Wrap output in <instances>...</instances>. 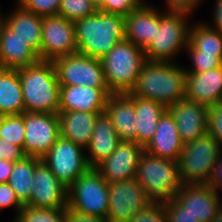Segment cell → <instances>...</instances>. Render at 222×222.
Masks as SVG:
<instances>
[{
    "mask_svg": "<svg viewBox=\"0 0 222 222\" xmlns=\"http://www.w3.org/2000/svg\"><path fill=\"white\" fill-rule=\"evenodd\" d=\"M65 222H109L107 217H95L67 206L65 209Z\"/></svg>",
    "mask_w": 222,
    "mask_h": 222,
    "instance_id": "43",
    "label": "cell"
},
{
    "mask_svg": "<svg viewBox=\"0 0 222 222\" xmlns=\"http://www.w3.org/2000/svg\"><path fill=\"white\" fill-rule=\"evenodd\" d=\"M109 183L94 169L81 175L67 190V206L95 217H107Z\"/></svg>",
    "mask_w": 222,
    "mask_h": 222,
    "instance_id": "8",
    "label": "cell"
},
{
    "mask_svg": "<svg viewBox=\"0 0 222 222\" xmlns=\"http://www.w3.org/2000/svg\"><path fill=\"white\" fill-rule=\"evenodd\" d=\"M140 4L138 0H105L98 10L106 13L119 14L125 17Z\"/></svg>",
    "mask_w": 222,
    "mask_h": 222,
    "instance_id": "37",
    "label": "cell"
},
{
    "mask_svg": "<svg viewBox=\"0 0 222 222\" xmlns=\"http://www.w3.org/2000/svg\"><path fill=\"white\" fill-rule=\"evenodd\" d=\"M40 61L38 53L0 21V68L20 69Z\"/></svg>",
    "mask_w": 222,
    "mask_h": 222,
    "instance_id": "20",
    "label": "cell"
},
{
    "mask_svg": "<svg viewBox=\"0 0 222 222\" xmlns=\"http://www.w3.org/2000/svg\"><path fill=\"white\" fill-rule=\"evenodd\" d=\"M208 133L217 140L222 149V102L208 108Z\"/></svg>",
    "mask_w": 222,
    "mask_h": 222,
    "instance_id": "38",
    "label": "cell"
},
{
    "mask_svg": "<svg viewBox=\"0 0 222 222\" xmlns=\"http://www.w3.org/2000/svg\"><path fill=\"white\" fill-rule=\"evenodd\" d=\"M144 148L136 142L121 140L115 151L94 169L108 182L136 177L138 161Z\"/></svg>",
    "mask_w": 222,
    "mask_h": 222,
    "instance_id": "16",
    "label": "cell"
},
{
    "mask_svg": "<svg viewBox=\"0 0 222 222\" xmlns=\"http://www.w3.org/2000/svg\"><path fill=\"white\" fill-rule=\"evenodd\" d=\"M221 151L220 144L209 133L184 144L177 161L182 184H207Z\"/></svg>",
    "mask_w": 222,
    "mask_h": 222,
    "instance_id": "7",
    "label": "cell"
},
{
    "mask_svg": "<svg viewBox=\"0 0 222 222\" xmlns=\"http://www.w3.org/2000/svg\"><path fill=\"white\" fill-rule=\"evenodd\" d=\"M99 112H58L61 137L86 149L90 144Z\"/></svg>",
    "mask_w": 222,
    "mask_h": 222,
    "instance_id": "25",
    "label": "cell"
},
{
    "mask_svg": "<svg viewBox=\"0 0 222 222\" xmlns=\"http://www.w3.org/2000/svg\"><path fill=\"white\" fill-rule=\"evenodd\" d=\"M105 0H92L93 4L99 9Z\"/></svg>",
    "mask_w": 222,
    "mask_h": 222,
    "instance_id": "48",
    "label": "cell"
},
{
    "mask_svg": "<svg viewBox=\"0 0 222 222\" xmlns=\"http://www.w3.org/2000/svg\"><path fill=\"white\" fill-rule=\"evenodd\" d=\"M61 0H16L24 10L35 13L38 16H50L58 14Z\"/></svg>",
    "mask_w": 222,
    "mask_h": 222,
    "instance_id": "35",
    "label": "cell"
},
{
    "mask_svg": "<svg viewBox=\"0 0 222 222\" xmlns=\"http://www.w3.org/2000/svg\"><path fill=\"white\" fill-rule=\"evenodd\" d=\"M207 185L214 189L217 193H222V151L220 152V156L217 158V162L212 169Z\"/></svg>",
    "mask_w": 222,
    "mask_h": 222,
    "instance_id": "44",
    "label": "cell"
},
{
    "mask_svg": "<svg viewBox=\"0 0 222 222\" xmlns=\"http://www.w3.org/2000/svg\"><path fill=\"white\" fill-rule=\"evenodd\" d=\"M14 222H65V209H47L25 205Z\"/></svg>",
    "mask_w": 222,
    "mask_h": 222,
    "instance_id": "32",
    "label": "cell"
},
{
    "mask_svg": "<svg viewBox=\"0 0 222 222\" xmlns=\"http://www.w3.org/2000/svg\"><path fill=\"white\" fill-rule=\"evenodd\" d=\"M208 108L186 98L167 108L175 119L183 144L208 133Z\"/></svg>",
    "mask_w": 222,
    "mask_h": 222,
    "instance_id": "17",
    "label": "cell"
},
{
    "mask_svg": "<svg viewBox=\"0 0 222 222\" xmlns=\"http://www.w3.org/2000/svg\"><path fill=\"white\" fill-rule=\"evenodd\" d=\"M213 25L205 23L208 27L222 32V0H216L214 10H213ZM214 26V27H213Z\"/></svg>",
    "mask_w": 222,
    "mask_h": 222,
    "instance_id": "45",
    "label": "cell"
},
{
    "mask_svg": "<svg viewBox=\"0 0 222 222\" xmlns=\"http://www.w3.org/2000/svg\"><path fill=\"white\" fill-rule=\"evenodd\" d=\"M14 162L0 159V183H8Z\"/></svg>",
    "mask_w": 222,
    "mask_h": 222,
    "instance_id": "46",
    "label": "cell"
},
{
    "mask_svg": "<svg viewBox=\"0 0 222 222\" xmlns=\"http://www.w3.org/2000/svg\"><path fill=\"white\" fill-rule=\"evenodd\" d=\"M189 44L200 54L222 55V32L208 27L203 22L191 24Z\"/></svg>",
    "mask_w": 222,
    "mask_h": 222,
    "instance_id": "30",
    "label": "cell"
},
{
    "mask_svg": "<svg viewBox=\"0 0 222 222\" xmlns=\"http://www.w3.org/2000/svg\"><path fill=\"white\" fill-rule=\"evenodd\" d=\"M60 86L108 88L100 59L70 54L53 61Z\"/></svg>",
    "mask_w": 222,
    "mask_h": 222,
    "instance_id": "10",
    "label": "cell"
},
{
    "mask_svg": "<svg viewBox=\"0 0 222 222\" xmlns=\"http://www.w3.org/2000/svg\"><path fill=\"white\" fill-rule=\"evenodd\" d=\"M183 147L175 119L166 110L159 118L153 138L144 151L153 156L178 161Z\"/></svg>",
    "mask_w": 222,
    "mask_h": 222,
    "instance_id": "23",
    "label": "cell"
},
{
    "mask_svg": "<svg viewBox=\"0 0 222 222\" xmlns=\"http://www.w3.org/2000/svg\"><path fill=\"white\" fill-rule=\"evenodd\" d=\"M165 2L166 12H181L191 16L203 0H165Z\"/></svg>",
    "mask_w": 222,
    "mask_h": 222,
    "instance_id": "41",
    "label": "cell"
},
{
    "mask_svg": "<svg viewBox=\"0 0 222 222\" xmlns=\"http://www.w3.org/2000/svg\"><path fill=\"white\" fill-rule=\"evenodd\" d=\"M22 88L25 112H59L60 83L53 62L38 63L16 69Z\"/></svg>",
    "mask_w": 222,
    "mask_h": 222,
    "instance_id": "3",
    "label": "cell"
},
{
    "mask_svg": "<svg viewBox=\"0 0 222 222\" xmlns=\"http://www.w3.org/2000/svg\"><path fill=\"white\" fill-rule=\"evenodd\" d=\"M221 196L207 184H182L173 199L198 222H211L222 208Z\"/></svg>",
    "mask_w": 222,
    "mask_h": 222,
    "instance_id": "14",
    "label": "cell"
},
{
    "mask_svg": "<svg viewBox=\"0 0 222 222\" xmlns=\"http://www.w3.org/2000/svg\"><path fill=\"white\" fill-rule=\"evenodd\" d=\"M25 156L42 158L61 136L58 114L24 112Z\"/></svg>",
    "mask_w": 222,
    "mask_h": 222,
    "instance_id": "12",
    "label": "cell"
},
{
    "mask_svg": "<svg viewBox=\"0 0 222 222\" xmlns=\"http://www.w3.org/2000/svg\"><path fill=\"white\" fill-rule=\"evenodd\" d=\"M42 43L38 56L41 61L53 62L61 57L77 53L74 22L62 15L42 17Z\"/></svg>",
    "mask_w": 222,
    "mask_h": 222,
    "instance_id": "11",
    "label": "cell"
},
{
    "mask_svg": "<svg viewBox=\"0 0 222 222\" xmlns=\"http://www.w3.org/2000/svg\"><path fill=\"white\" fill-rule=\"evenodd\" d=\"M110 95L108 88L60 86L59 112L82 111L101 114Z\"/></svg>",
    "mask_w": 222,
    "mask_h": 222,
    "instance_id": "18",
    "label": "cell"
},
{
    "mask_svg": "<svg viewBox=\"0 0 222 222\" xmlns=\"http://www.w3.org/2000/svg\"><path fill=\"white\" fill-rule=\"evenodd\" d=\"M121 139L105 112L99 114L95 121L93 136L85 149L86 157L91 168L108 158L116 149ZM89 155V156H88Z\"/></svg>",
    "mask_w": 222,
    "mask_h": 222,
    "instance_id": "24",
    "label": "cell"
},
{
    "mask_svg": "<svg viewBox=\"0 0 222 222\" xmlns=\"http://www.w3.org/2000/svg\"><path fill=\"white\" fill-rule=\"evenodd\" d=\"M84 150L60 136L41 160L68 189L78 177L91 169Z\"/></svg>",
    "mask_w": 222,
    "mask_h": 222,
    "instance_id": "9",
    "label": "cell"
},
{
    "mask_svg": "<svg viewBox=\"0 0 222 222\" xmlns=\"http://www.w3.org/2000/svg\"><path fill=\"white\" fill-rule=\"evenodd\" d=\"M104 112L110 118L121 140L137 143V116L133 96L129 93L111 94Z\"/></svg>",
    "mask_w": 222,
    "mask_h": 222,
    "instance_id": "22",
    "label": "cell"
},
{
    "mask_svg": "<svg viewBox=\"0 0 222 222\" xmlns=\"http://www.w3.org/2000/svg\"><path fill=\"white\" fill-rule=\"evenodd\" d=\"M211 222H222V208Z\"/></svg>",
    "mask_w": 222,
    "mask_h": 222,
    "instance_id": "47",
    "label": "cell"
},
{
    "mask_svg": "<svg viewBox=\"0 0 222 222\" xmlns=\"http://www.w3.org/2000/svg\"><path fill=\"white\" fill-rule=\"evenodd\" d=\"M190 15L181 12L160 11L159 28L151 44L144 50L148 61L174 62L179 52L189 43Z\"/></svg>",
    "mask_w": 222,
    "mask_h": 222,
    "instance_id": "6",
    "label": "cell"
},
{
    "mask_svg": "<svg viewBox=\"0 0 222 222\" xmlns=\"http://www.w3.org/2000/svg\"><path fill=\"white\" fill-rule=\"evenodd\" d=\"M40 160L41 158L38 157L25 156L21 160L14 162L8 184L14 190L23 206L30 203L34 170Z\"/></svg>",
    "mask_w": 222,
    "mask_h": 222,
    "instance_id": "29",
    "label": "cell"
},
{
    "mask_svg": "<svg viewBox=\"0 0 222 222\" xmlns=\"http://www.w3.org/2000/svg\"><path fill=\"white\" fill-rule=\"evenodd\" d=\"M32 193L28 205L47 209L67 208V188L40 160L35 167L32 179Z\"/></svg>",
    "mask_w": 222,
    "mask_h": 222,
    "instance_id": "15",
    "label": "cell"
},
{
    "mask_svg": "<svg viewBox=\"0 0 222 222\" xmlns=\"http://www.w3.org/2000/svg\"><path fill=\"white\" fill-rule=\"evenodd\" d=\"M186 75L184 66H180L176 60H146L129 94L159 102L168 108L185 99Z\"/></svg>",
    "mask_w": 222,
    "mask_h": 222,
    "instance_id": "1",
    "label": "cell"
},
{
    "mask_svg": "<svg viewBox=\"0 0 222 222\" xmlns=\"http://www.w3.org/2000/svg\"><path fill=\"white\" fill-rule=\"evenodd\" d=\"M129 222H168L166 206L163 203H150Z\"/></svg>",
    "mask_w": 222,
    "mask_h": 222,
    "instance_id": "36",
    "label": "cell"
},
{
    "mask_svg": "<svg viewBox=\"0 0 222 222\" xmlns=\"http://www.w3.org/2000/svg\"><path fill=\"white\" fill-rule=\"evenodd\" d=\"M98 8L93 4L92 0H61L59 15L75 22L86 16L95 14Z\"/></svg>",
    "mask_w": 222,
    "mask_h": 222,
    "instance_id": "33",
    "label": "cell"
},
{
    "mask_svg": "<svg viewBox=\"0 0 222 222\" xmlns=\"http://www.w3.org/2000/svg\"><path fill=\"white\" fill-rule=\"evenodd\" d=\"M109 222H129L151 202L136 178L109 183Z\"/></svg>",
    "mask_w": 222,
    "mask_h": 222,
    "instance_id": "13",
    "label": "cell"
},
{
    "mask_svg": "<svg viewBox=\"0 0 222 222\" xmlns=\"http://www.w3.org/2000/svg\"><path fill=\"white\" fill-rule=\"evenodd\" d=\"M187 100L207 107L222 102V66L202 73H187Z\"/></svg>",
    "mask_w": 222,
    "mask_h": 222,
    "instance_id": "21",
    "label": "cell"
},
{
    "mask_svg": "<svg viewBox=\"0 0 222 222\" xmlns=\"http://www.w3.org/2000/svg\"><path fill=\"white\" fill-rule=\"evenodd\" d=\"M7 207H14L16 218L19 211L24 206L19 202L16 193L8 183H0V213L2 212V209Z\"/></svg>",
    "mask_w": 222,
    "mask_h": 222,
    "instance_id": "39",
    "label": "cell"
},
{
    "mask_svg": "<svg viewBox=\"0 0 222 222\" xmlns=\"http://www.w3.org/2000/svg\"><path fill=\"white\" fill-rule=\"evenodd\" d=\"M25 112L22 88L16 69L0 68V116Z\"/></svg>",
    "mask_w": 222,
    "mask_h": 222,
    "instance_id": "28",
    "label": "cell"
},
{
    "mask_svg": "<svg viewBox=\"0 0 222 222\" xmlns=\"http://www.w3.org/2000/svg\"><path fill=\"white\" fill-rule=\"evenodd\" d=\"M185 51L192 63L191 69L185 68L186 73H202L222 66V55L200 54L189 43Z\"/></svg>",
    "mask_w": 222,
    "mask_h": 222,
    "instance_id": "34",
    "label": "cell"
},
{
    "mask_svg": "<svg viewBox=\"0 0 222 222\" xmlns=\"http://www.w3.org/2000/svg\"><path fill=\"white\" fill-rule=\"evenodd\" d=\"M9 12L6 16L2 13L1 20L39 53L42 43V17L24 10L19 4H16L14 10Z\"/></svg>",
    "mask_w": 222,
    "mask_h": 222,
    "instance_id": "26",
    "label": "cell"
},
{
    "mask_svg": "<svg viewBox=\"0 0 222 222\" xmlns=\"http://www.w3.org/2000/svg\"><path fill=\"white\" fill-rule=\"evenodd\" d=\"M0 137L23 150L25 139L24 113L0 116Z\"/></svg>",
    "mask_w": 222,
    "mask_h": 222,
    "instance_id": "31",
    "label": "cell"
},
{
    "mask_svg": "<svg viewBox=\"0 0 222 222\" xmlns=\"http://www.w3.org/2000/svg\"><path fill=\"white\" fill-rule=\"evenodd\" d=\"M25 157L23 150L14 145L11 142H8L4 138L0 137V159L7 160L10 162H16Z\"/></svg>",
    "mask_w": 222,
    "mask_h": 222,
    "instance_id": "42",
    "label": "cell"
},
{
    "mask_svg": "<svg viewBox=\"0 0 222 222\" xmlns=\"http://www.w3.org/2000/svg\"><path fill=\"white\" fill-rule=\"evenodd\" d=\"M77 53L101 59L125 39V18L98 10L74 22Z\"/></svg>",
    "mask_w": 222,
    "mask_h": 222,
    "instance_id": "2",
    "label": "cell"
},
{
    "mask_svg": "<svg viewBox=\"0 0 222 222\" xmlns=\"http://www.w3.org/2000/svg\"><path fill=\"white\" fill-rule=\"evenodd\" d=\"M125 18V39L145 50L159 28L160 10L152 4H140Z\"/></svg>",
    "mask_w": 222,
    "mask_h": 222,
    "instance_id": "19",
    "label": "cell"
},
{
    "mask_svg": "<svg viewBox=\"0 0 222 222\" xmlns=\"http://www.w3.org/2000/svg\"><path fill=\"white\" fill-rule=\"evenodd\" d=\"M165 206L168 222H198L193 216L185 212V209L174 199H171Z\"/></svg>",
    "mask_w": 222,
    "mask_h": 222,
    "instance_id": "40",
    "label": "cell"
},
{
    "mask_svg": "<svg viewBox=\"0 0 222 222\" xmlns=\"http://www.w3.org/2000/svg\"><path fill=\"white\" fill-rule=\"evenodd\" d=\"M133 97L137 116V143L145 148L152 140L159 118L167 108L153 100Z\"/></svg>",
    "mask_w": 222,
    "mask_h": 222,
    "instance_id": "27",
    "label": "cell"
},
{
    "mask_svg": "<svg viewBox=\"0 0 222 222\" xmlns=\"http://www.w3.org/2000/svg\"><path fill=\"white\" fill-rule=\"evenodd\" d=\"M111 94L130 93L146 61L144 50L127 39L118 42L101 59Z\"/></svg>",
    "mask_w": 222,
    "mask_h": 222,
    "instance_id": "5",
    "label": "cell"
},
{
    "mask_svg": "<svg viewBox=\"0 0 222 222\" xmlns=\"http://www.w3.org/2000/svg\"><path fill=\"white\" fill-rule=\"evenodd\" d=\"M135 178L151 203H168L182 185L177 161L153 156L146 151L139 158Z\"/></svg>",
    "mask_w": 222,
    "mask_h": 222,
    "instance_id": "4",
    "label": "cell"
},
{
    "mask_svg": "<svg viewBox=\"0 0 222 222\" xmlns=\"http://www.w3.org/2000/svg\"><path fill=\"white\" fill-rule=\"evenodd\" d=\"M141 4L147 3L145 0H138Z\"/></svg>",
    "mask_w": 222,
    "mask_h": 222,
    "instance_id": "49",
    "label": "cell"
}]
</instances>
